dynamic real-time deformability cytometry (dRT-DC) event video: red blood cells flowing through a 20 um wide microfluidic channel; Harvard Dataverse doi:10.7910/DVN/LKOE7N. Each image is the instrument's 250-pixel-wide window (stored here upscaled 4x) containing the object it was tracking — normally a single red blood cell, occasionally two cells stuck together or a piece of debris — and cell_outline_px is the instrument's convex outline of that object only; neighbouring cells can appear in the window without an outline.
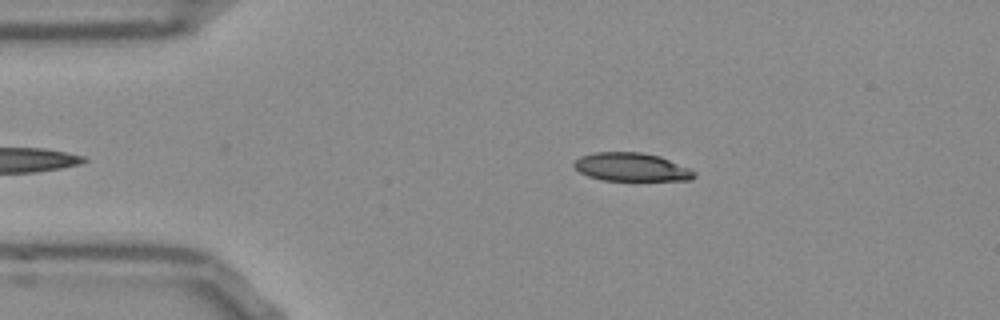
{"species": "Egyptian fruit bat (a non-hibernating species)", "species_latin": "Rousettus aegyptiacus", "temperature_condition": "room temperature", "stored_images_in_passage": 39, "camera_frame_rate_fps": 3000, "um_per_image_px": 0.085, "frame": {"image": 1, "passage_image": 3, "time_ms": 0.667, "image_size_px": [1000, 320], "cell_outline_px": [[696, 176], [692, 180], [604, 180], [588, 176], [580, 172], [572, 164], [580, 156], [592, 152], [640, 152], [660, 156], [692, 168], [696, 172]], "centroid_in_image_um": [53.71, 14.19], "position_along_channel_um": 31.3, "area_um2": 20.0}}
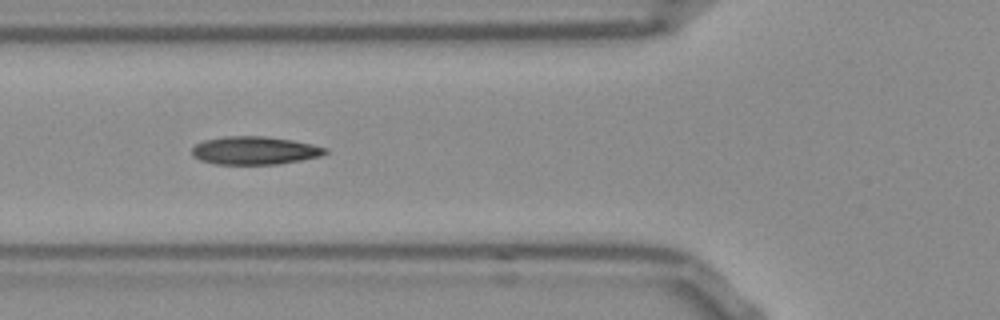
{"frame": {"image": 2, "passage_image": 12, "time_ms": 3.667, "image_size_px": [1000, 320], "cell_outline_px": [[328, 152], [320, 156], [280, 164], [216, 164], [200, 160], [192, 156], [192, 148], [196, 144], [204, 140], [224, 136], [264, 136], [292, 140], [312, 144], [328, 148]], "centroid_in_image_um": [21.64, 12.79], "position_along_channel_um": 104.2, "area_um2": 21.85}}
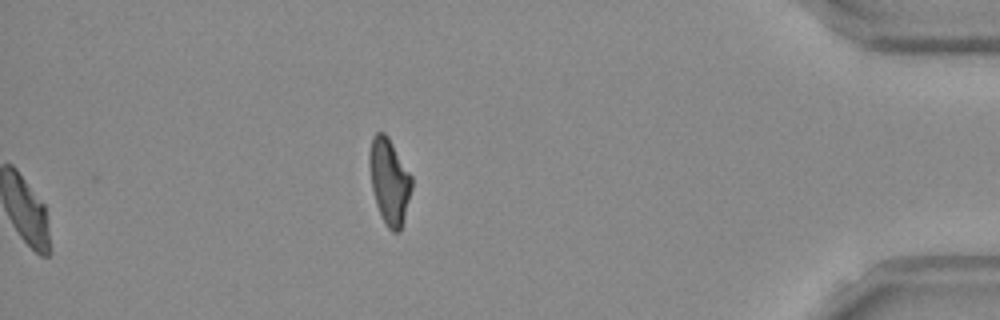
{"frame": {"image": 3, "passage_image": 39, "time_ms": 12.667, "image_size_px": [1000, 320], "cell_outline_px": [[412, 188], [400, 232], [392, 232], [388, 228], [380, 212], [372, 188], [368, 164], [368, 152], [372, 136], [376, 132], [384, 132], [388, 136], [412, 176]], "centroid_in_image_um": [33.08, 15.35], "position_along_channel_um": 402.1, "area_um2": 21.04}, "authors_computed_cell_mechanics": {"area_um2": 21.1548, "velocity_mm_per_s": 3.8306, "shape_relaxation_time_tau1_ms": 9.6061, "shape_relaxation_time_tau2_ms": 2.1915, "deformation_change_tau1": 0.2337, "deformation_change_tau2": 0.0818}}